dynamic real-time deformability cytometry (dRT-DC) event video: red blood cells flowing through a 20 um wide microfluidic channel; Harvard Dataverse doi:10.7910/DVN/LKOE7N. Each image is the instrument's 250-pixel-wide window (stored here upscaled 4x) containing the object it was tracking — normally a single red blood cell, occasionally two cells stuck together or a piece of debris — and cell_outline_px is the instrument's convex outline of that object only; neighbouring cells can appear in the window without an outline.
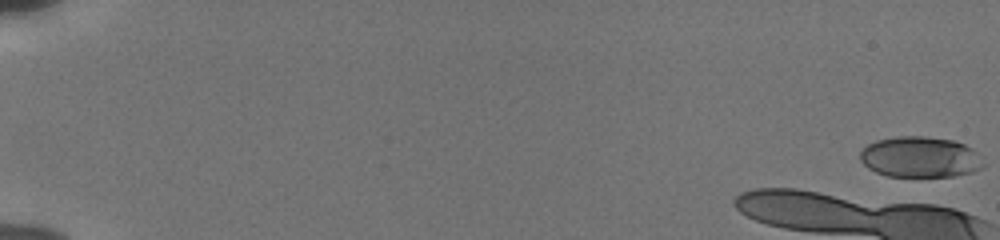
{"species": "human", "species_latin": "Homo sapiens", "temperature_condition": "cold", "stored_images_in_passage": 5, "camera_frame_rate_fps": 3000, "um_per_image_px": 0.085, "donor": {"sex": "male"}, "frame": {"image": 1, "passage_image": 1, "time_ms": 0.0, "image_size_px": [1000, 240], "cell_outline_px": [[984, 168], [972, 172], [952, 176], [888, 176], [876, 172], [868, 168], [860, 160], [860, 152], [868, 144], [876, 140], [900, 136], [924, 136], [952, 140], [964, 144], [972, 148], [976, 152], [984, 164]], "centroid_in_image_um": [78.21, 13.35], "position_along_channel_um": 6.8, "area_um2": 29.25}}